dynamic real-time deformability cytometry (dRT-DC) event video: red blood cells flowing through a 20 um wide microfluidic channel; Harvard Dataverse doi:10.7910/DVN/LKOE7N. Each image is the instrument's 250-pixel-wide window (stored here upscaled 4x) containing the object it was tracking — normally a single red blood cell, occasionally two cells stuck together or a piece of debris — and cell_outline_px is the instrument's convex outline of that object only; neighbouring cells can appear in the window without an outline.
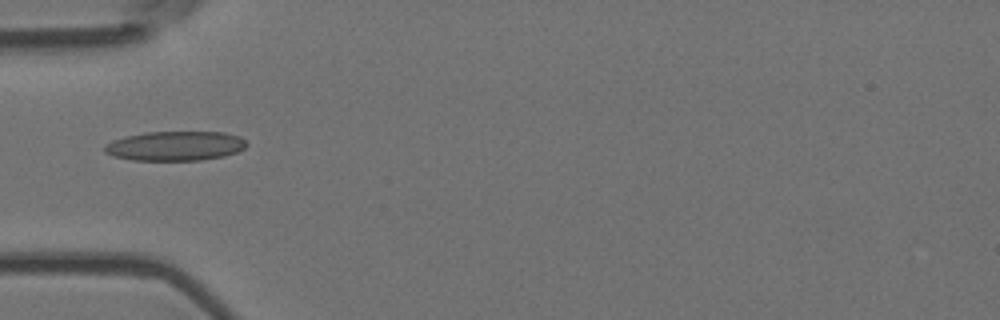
{"species": "Egyptian fruit bat (a non-hibernating species)", "species_latin": "Rousettus aegyptiacus", "temperature_condition": "room temperature", "stored_images_in_passage": 8, "camera_frame_rate_fps": 3000, "um_per_image_px": 0.085, "animal": {"sex": "female"}, "frame": {"image": 1, "passage_image": 5, "time_ms": 1.333, "image_size_px": [1000, 320], "cell_outline_px": [[248, 144], [244, 148], [236, 152], [224, 156], [200, 160], [132, 160], [112, 156], [104, 152], [104, 144], [112, 140], [124, 136], [148, 132], [224, 132], [240, 136]], "centroid_in_image_um": [14.86, 12.4], "position_along_channel_um": 70.1, "area_um2": 24.51}}
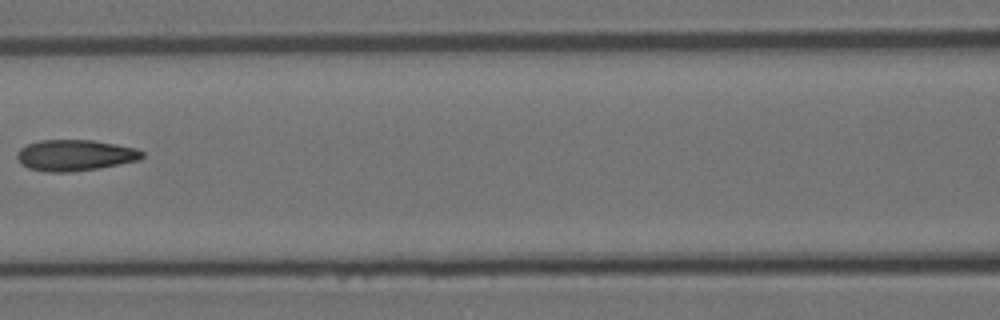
{"frame": {"image": 2, "passage_image": 7, "time_ms": 2.0, "image_size_px": [1000, 320], "cell_outline_px": [[144, 156], [140, 160], [100, 168], [72, 172], [44, 172], [28, 168], [20, 164], [16, 156], [16, 152], [20, 148], [28, 144], [40, 140], [92, 140], [116, 144], [136, 148], [144, 152]], "centroid_in_image_um": [6.37, 13.2], "position_along_channel_um": 160.2, "area_um2": 22.95}}
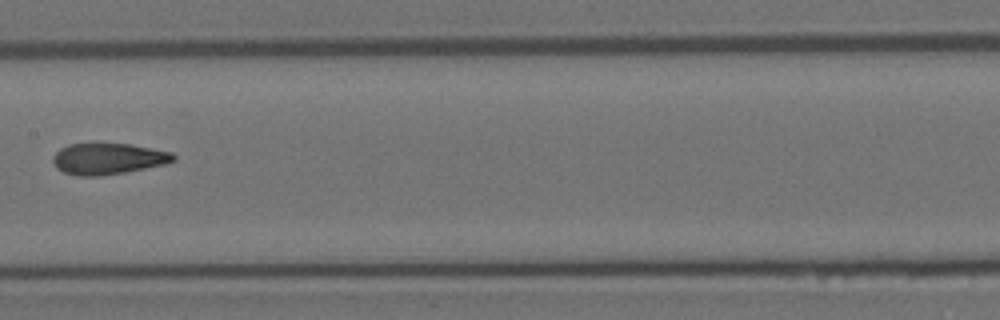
{"frame": {"image": 3, "passage_image": 8, "time_ms": 2.333, "image_size_px": [1000, 320], "cell_outline_px": [[176, 160], [164, 164], [124, 172], [100, 176], [76, 176], [64, 172], [56, 168], [52, 160], [52, 156], [60, 148], [68, 144], [128, 144], [172, 152], [176, 156]], "centroid_in_image_um": [9.15, 13.5], "position_along_channel_um": 198.2, "area_um2": 21.79}}